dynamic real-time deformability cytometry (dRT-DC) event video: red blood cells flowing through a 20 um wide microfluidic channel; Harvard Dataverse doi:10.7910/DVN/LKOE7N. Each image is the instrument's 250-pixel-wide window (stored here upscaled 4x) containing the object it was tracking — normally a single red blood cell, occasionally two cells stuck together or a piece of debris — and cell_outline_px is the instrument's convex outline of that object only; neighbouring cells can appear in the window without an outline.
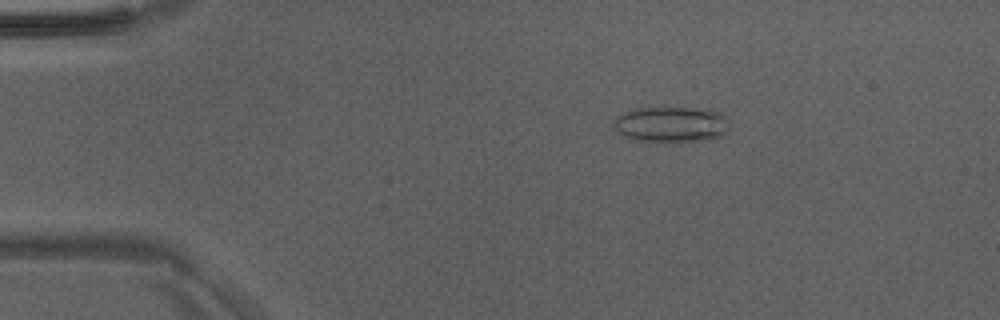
{"species": "Egyptian fruit bat (a non-hibernating species)", "species_latin": "Rousettus aegyptiacus", "temperature_condition": "room temperature", "stored_images_in_passage": 49, "camera_frame_rate_fps": 3000, "um_per_image_px": 0.085, "animal": {"sex": "male"}, "frame": {"image": 1, "passage_image": 9, "time_ms": 2.667, "image_size_px": [1000, 320], "cell_outline_px": [[728, 128], [716, 140], [672, 144], [656, 144], [632, 140], [616, 132], [612, 124], [612, 120], [616, 116], [632, 108], [660, 104], [696, 108], [720, 112], [728, 120]], "centroid_in_image_um": [56.97, 10.58], "position_along_channel_um": 28.0, "area_um2": 26.3}}
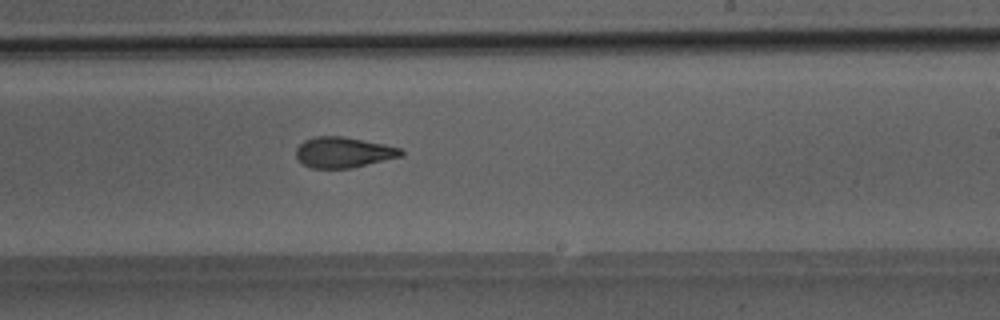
{"frame": {"image": 2, "passage_image": 30, "time_ms": 9.667, "image_size_px": [1000, 320], "cell_outline_px": [[404, 152], [400, 156], [352, 168], [312, 168], [304, 164], [296, 156], [296, 148], [304, 140], [316, 136], [344, 136], [384, 144], [400, 148]], "centroid_in_image_um": [29.17, 12.94], "position_along_channel_um": 259.8, "area_um2": 18.55}}
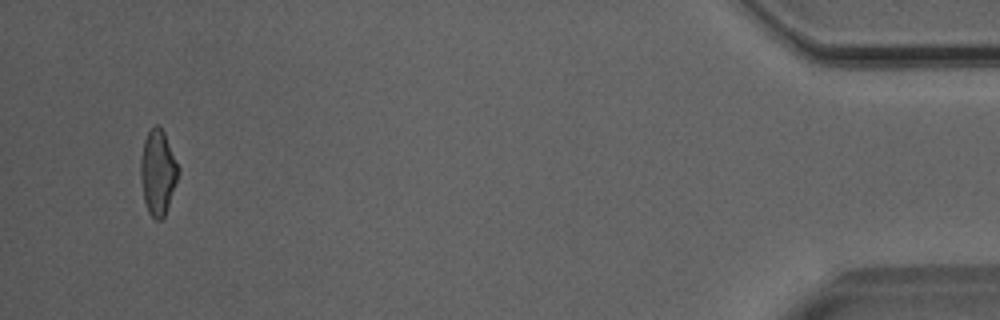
{"frame": {"image": 3, "passage_image": 47, "time_ms": 15.333, "image_size_px": [1000, 320], "cell_outline_px": [[180, 172], [164, 216], [160, 220], [156, 220], [148, 212], [144, 200], [140, 180], [140, 160], [144, 140], [148, 132], [156, 124], [164, 132], [180, 168]], "centroid_in_image_um": [13.42, 14.65], "position_along_channel_um": 421.8, "area_um2": 18.61}}